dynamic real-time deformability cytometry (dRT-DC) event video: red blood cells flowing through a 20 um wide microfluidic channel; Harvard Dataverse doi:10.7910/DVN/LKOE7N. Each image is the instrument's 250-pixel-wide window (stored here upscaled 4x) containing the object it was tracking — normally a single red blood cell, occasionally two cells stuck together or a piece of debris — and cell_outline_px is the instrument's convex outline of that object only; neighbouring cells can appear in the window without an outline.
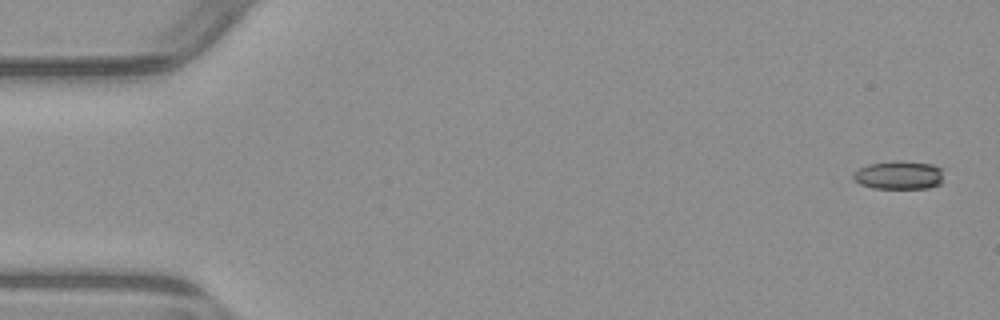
{"species": "common noctule bat (a hibernating species)", "species_latin": "Nyctalus noctula", "temperature_condition": "warm", "stored_images_in_passage": 5, "camera_frame_rate_fps": 3000, "um_per_image_px": 0.085, "animal": {"sex": "male", "body_mass_g": 23.1, "forearm_length_mm": 52.7}, "frame": {"image": 1, "passage_image": 1, "time_ms": 0.0, "image_size_px": [1000, 320], "cell_outline_px": [[944, 168], [940, 184], [928, 188], [872, 188], [860, 184], [852, 176], [852, 172], [868, 164], [896, 160], [900, 160], [932, 164]], "centroid_in_image_um": [76.42, 14.87], "position_along_channel_um": 8.6, "area_um2": 15.14}}
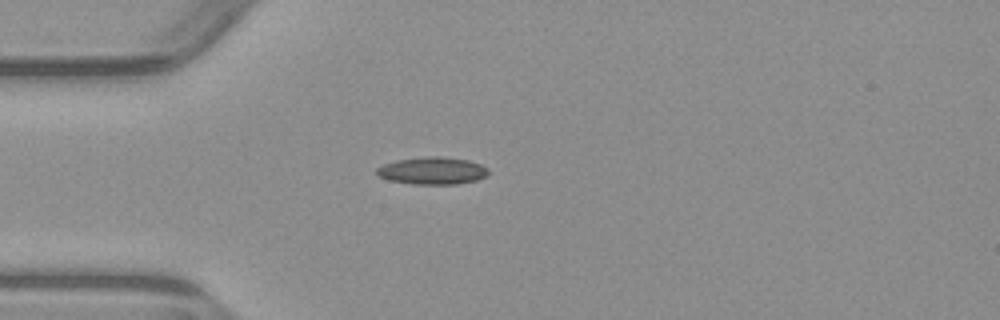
{"frame": {"image": 2, "passage_image": 4, "time_ms": 4.333, "image_size_px": [1000, 320], "cell_outline_px": [[488, 176], [476, 180], [456, 184], [412, 184], [388, 180], [380, 176], [376, 172], [376, 168], [384, 164], [396, 160], [428, 156], [444, 156], [468, 160], [480, 164], [488, 168]], "centroid_in_image_um": [36.77, 14.51], "position_along_channel_um": 48.2, "area_um2": 17.86}}